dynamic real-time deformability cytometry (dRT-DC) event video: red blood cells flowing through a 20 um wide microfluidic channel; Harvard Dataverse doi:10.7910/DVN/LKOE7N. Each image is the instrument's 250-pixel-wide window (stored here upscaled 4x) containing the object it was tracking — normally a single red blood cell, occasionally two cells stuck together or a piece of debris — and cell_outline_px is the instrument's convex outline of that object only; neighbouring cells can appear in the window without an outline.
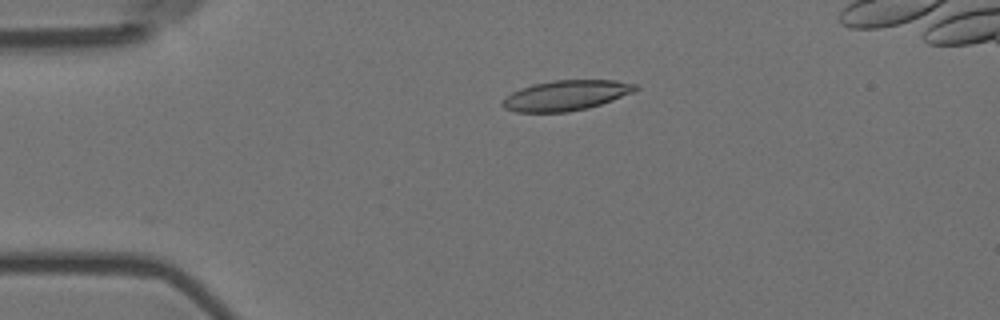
{"species": "Egyptian fruit bat (a non-hibernating species)", "species_latin": "Rousettus aegyptiacus", "temperature_condition": "room temperature", "stored_images_in_passage": 4, "camera_frame_rate_fps": 3000, "um_per_image_px": 0.085, "animal": {"sex": "female"}, "frame": {"image": 1, "passage_image": 4, "time_ms": 1.0, "image_size_px": [1000, 320], "cell_outline_px": [[640, 88], [632, 92], [612, 100], [588, 108], [568, 112], [516, 112], [504, 108], [500, 104], [512, 92], [520, 88], [532, 84], [552, 80], [616, 80], [636, 84]], "centroid_in_image_um": [48.1, 8.1], "position_along_channel_um": 36.9, "area_um2": 23.35}}